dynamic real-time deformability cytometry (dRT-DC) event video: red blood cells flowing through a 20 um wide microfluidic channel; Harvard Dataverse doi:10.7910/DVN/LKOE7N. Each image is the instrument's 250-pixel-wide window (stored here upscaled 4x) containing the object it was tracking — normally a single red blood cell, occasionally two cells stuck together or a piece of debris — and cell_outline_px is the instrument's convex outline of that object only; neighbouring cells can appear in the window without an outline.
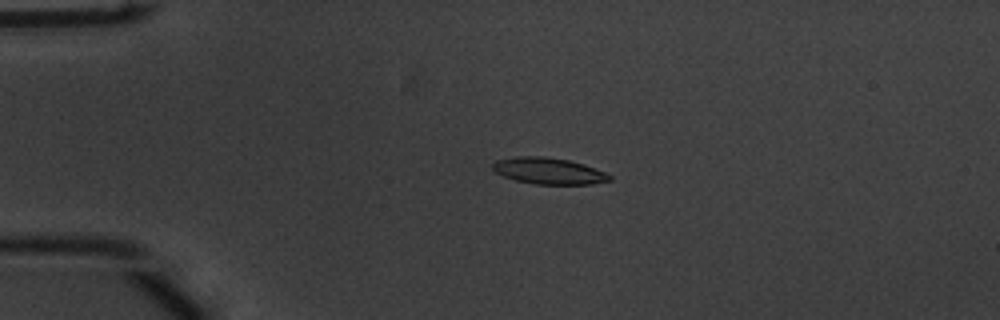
{"species": "common noctule bat (a hibernating species)", "species_latin": "Nyctalus noctula", "temperature_condition": "warm", "stored_images_in_passage": 54, "camera_frame_rate_fps": 3000, "um_per_image_px": 0.085, "animal": {"sex": "male", "body_mass_g": 20.1, "forearm_length_mm": 53.5}, "frame": {"image": 1, "passage_image": 13, "time_ms": 4.0, "image_size_px": [1000, 320], "cell_outline_px": [[612, 180], [592, 184], [536, 184], [516, 180], [504, 176], [496, 172], [492, 168], [492, 164], [496, 160], [516, 156], [544, 156], [568, 160], [584, 164], [604, 172], [612, 176]], "centroid_in_image_um": [46.64, 14.52], "position_along_channel_um": 38.4, "area_um2": 17.92}}
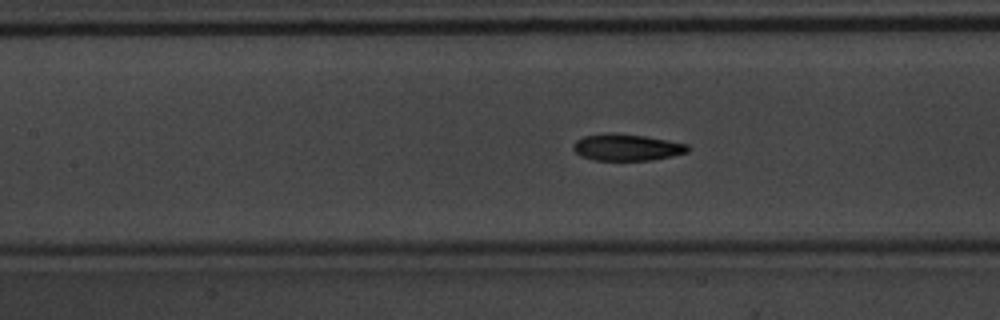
{"frame": {"image": 2, "passage_image": 25, "time_ms": 8.0, "image_size_px": [1000, 320], "cell_outline_px": [[688, 152], [672, 156], [652, 160], [592, 160], [580, 156], [572, 148], [572, 144], [576, 140], [584, 136], [612, 132], [616, 132], [644, 136], [688, 144]], "centroid_in_image_um": [53.23, 12.52], "position_along_channel_um": 154.2, "area_um2": 17.86}}
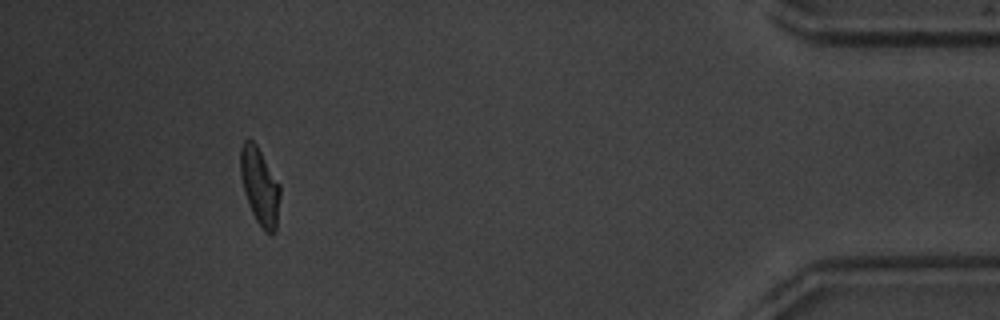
{"frame": {"image": 3, "passage_image": 50, "time_ms": 16.333, "image_size_px": [1000, 320], "cell_outline_px": [[280, 196], [276, 232], [272, 236], [264, 232], [256, 220], [252, 212], [244, 192], [240, 176], [240, 148], [244, 140], [248, 136], [256, 144], [280, 184]], "centroid_in_image_um": [22.08, 15.85], "position_along_channel_um": 413.1, "area_um2": 18.09}, "authors_computed_cell_mechanics": {"area_um2": 17.8891, "velocity_mm_per_s": 3.7967, "shape_relaxation_time_tau1_ms": 3.1103, "shape_relaxation_time_tau2_ms": 2.0063, "deformation_change_tau1": 0.1526, "deformation_change_tau2": 0.0897}}